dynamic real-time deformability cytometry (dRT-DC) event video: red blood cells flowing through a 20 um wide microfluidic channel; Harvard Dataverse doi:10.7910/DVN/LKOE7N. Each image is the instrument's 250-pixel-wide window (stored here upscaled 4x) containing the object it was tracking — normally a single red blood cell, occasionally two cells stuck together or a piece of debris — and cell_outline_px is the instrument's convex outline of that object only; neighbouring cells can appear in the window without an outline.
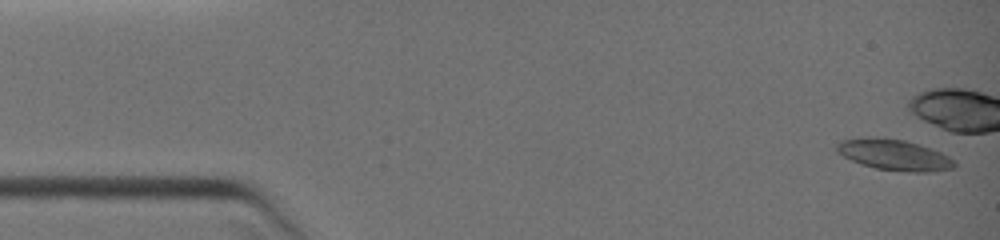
{"species": "common noctule bat (a hibernating species)", "species_latin": "Nyctalus noctula", "temperature_condition": "warm", "stored_images_in_passage": 9, "camera_frame_rate_fps": 3000, "um_per_image_px": 0.085, "animal": {"sex": "female", "body_mass_g": 19.0, "forearm_length_mm": 51.5}, "frame": {"image": 1, "passage_image": 1, "time_ms": 0.0, "image_size_px": [1000, 240], "cell_outline_px": [[956, 164], [952, 168], [928, 172], [912, 172], [876, 168], [860, 164], [836, 152], [836, 144], [840, 140], [904, 140], [920, 144], [940, 152], [948, 156]], "centroid_in_image_um": [76.04, 13.21], "position_along_channel_um": 9.0, "area_um2": 20.17}}